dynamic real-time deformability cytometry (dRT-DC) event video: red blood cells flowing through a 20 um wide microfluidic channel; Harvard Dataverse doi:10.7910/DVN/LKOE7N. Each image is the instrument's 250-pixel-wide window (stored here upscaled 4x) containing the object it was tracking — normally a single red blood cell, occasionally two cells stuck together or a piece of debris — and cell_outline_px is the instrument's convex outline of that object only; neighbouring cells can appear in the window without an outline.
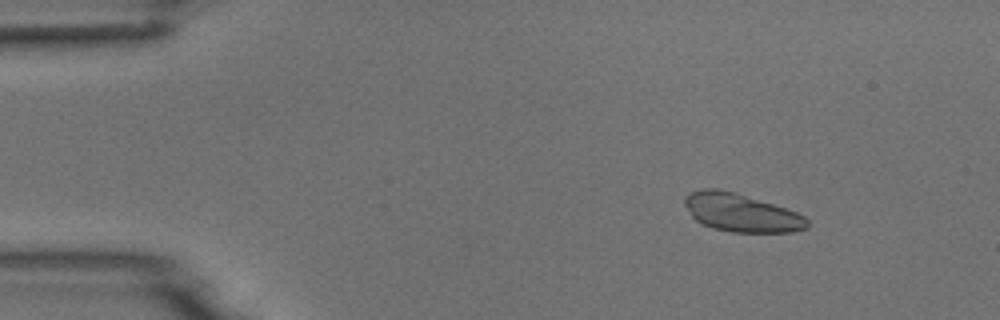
{"species": "common noctule bat (a hibernating species)", "species_latin": "Nyctalus noctula", "temperature_condition": "room temperature", "stored_images_in_passage": 5, "camera_frame_rate_fps": 3000, "um_per_image_px": 0.085, "animal": {"sex": "male", "body_mass_g": 18.8}, "frame": {"image": 1, "passage_image": 2, "time_ms": 1.0, "image_size_px": [1000, 320], "cell_outline_px": [[808, 228], [792, 232], [732, 232], [712, 228], [696, 220], [692, 216], [684, 204], [684, 196], [692, 192], [704, 188], [716, 188], [732, 192], [772, 204], [796, 212], [804, 216], [808, 220]], "centroid_in_image_um": [62.99, 18.09], "position_along_channel_um": 22.0, "area_um2": 26.82}}